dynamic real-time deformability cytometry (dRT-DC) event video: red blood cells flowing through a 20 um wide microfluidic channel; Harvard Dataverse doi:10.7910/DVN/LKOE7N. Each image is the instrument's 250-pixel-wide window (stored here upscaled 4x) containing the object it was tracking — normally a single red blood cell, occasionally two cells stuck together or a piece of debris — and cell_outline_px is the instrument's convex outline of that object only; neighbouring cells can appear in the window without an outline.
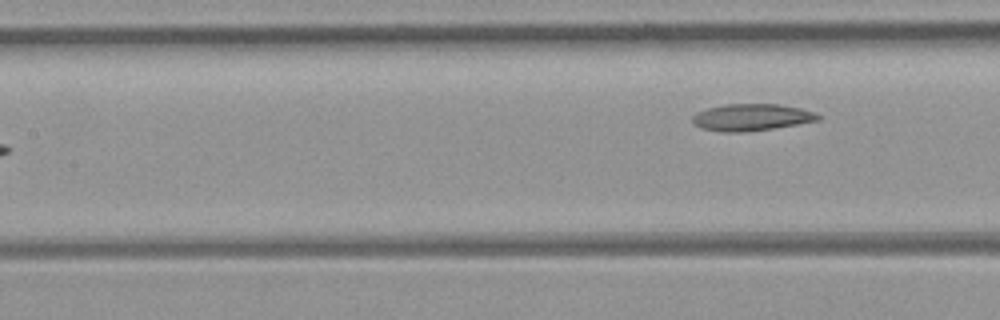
{"species": "common noctule bat (a hibernating species)", "species_latin": "Nyctalus noctula", "temperature_condition": "room temperature", "stored_images_in_passage": 7, "segment_of_instrument_passage": [2, 2], "camera_frame_rate_fps": 3000, "um_per_image_px": 0.085, "animal": {"sex": "female", "body_mass_g": 21.9}, "frame": {"image": 1, "passage_image": 7, "time_ms": 2.0, "image_size_px": [1000, 320], "cell_outline_px": [[820, 120], [772, 128], [740, 132], [724, 132], [704, 128], [696, 124], [692, 120], [692, 116], [696, 112], [708, 108], [724, 104], [780, 104], [800, 108], [816, 112], [820, 116]], "centroid_in_image_um": [63.9, 9.95], "position_along_channel_um": 143.5, "area_um2": 19.42}}